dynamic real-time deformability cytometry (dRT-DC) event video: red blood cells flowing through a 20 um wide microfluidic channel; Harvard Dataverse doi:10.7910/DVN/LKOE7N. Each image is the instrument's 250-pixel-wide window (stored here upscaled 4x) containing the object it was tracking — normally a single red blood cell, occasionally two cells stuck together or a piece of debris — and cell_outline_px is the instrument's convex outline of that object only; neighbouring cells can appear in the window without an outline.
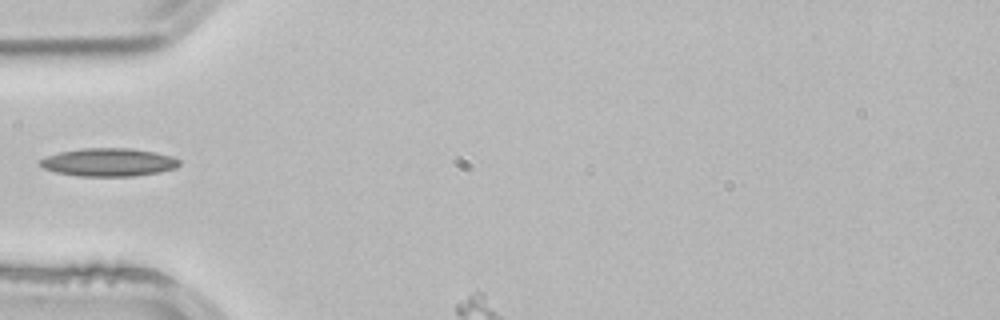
{"species": "common noctule bat (a hibernating species)", "species_latin": "Nyctalus noctula", "temperature_condition": "room temperature", "stored_images_in_passage": 5, "camera_frame_rate_fps": 3000, "um_per_image_px": 0.085, "animal": {"sex": "male", "body_mass_g": 21.5, "forearm_length_mm": 52.0}, "frame": {"image": 1, "passage_image": 4, "time_ms": 1.0, "image_size_px": [1000, 320], "cell_outline_px": [[180, 164], [176, 168], [160, 172], [132, 176], [80, 176], [56, 172], [44, 168], [36, 160], [60, 152], [84, 148], [132, 148], [156, 152], [172, 156], [180, 160]], "centroid_in_image_um": [9.26, 13.79], "position_along_channel_um": 75.7, "area_um2": 22.83}}